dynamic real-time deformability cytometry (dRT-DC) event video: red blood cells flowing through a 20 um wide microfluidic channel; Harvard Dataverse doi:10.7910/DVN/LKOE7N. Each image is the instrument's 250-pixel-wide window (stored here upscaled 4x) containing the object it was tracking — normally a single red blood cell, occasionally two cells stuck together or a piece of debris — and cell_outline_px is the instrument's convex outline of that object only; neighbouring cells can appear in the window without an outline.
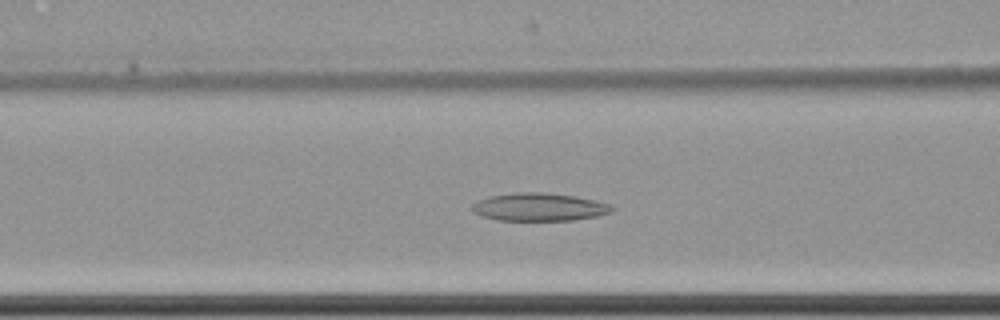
{"species": "common noctule bat (a hibernating species)", "species_latin": "Nyctalus noctula", "temperature_condition": "cold", "stored_images_in_passage": 63, "camera_frame_rate_fps": 3000, "um_per_image_px": 0.085, "animal": {"sex": "female", "body_mass_g": 22.7, "forearm_length_mm": 54.2}, "frame": {"image": 1, "passage_image": 28, "time_ms": 9.0, "image_size_px": [1000, 320], "cell_outline_px": [[616, 208], [612, 212], [596, 216], [572, 220], [496, 220], [480, 216], [472, 212], [472, 204], [488, 196], [520, 192], [544, 192], [576, 196], [612, 204]], "centroid_in_image_um": [45.84, 17.59], "position_along_channel_um": 120.8, "area_um2": 22.89}}
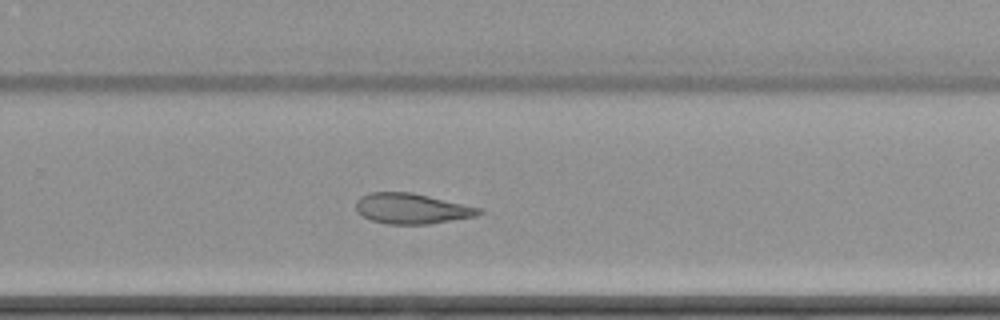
{"frame": {"image": 2, "passage_image": 43, "time_ms": 14.0, "image_size_px": [1000, 320], "cell_outline_px": [[484, 212], [476, 216], [428, 224], [388, 224], [372, 220], [356, 212], [356, 200], [360, 196], [372, 192], [412, 192], [484, 208]], "centroid_in_image_um": [35.03, 17.72], "position_along_channel_um": 294.8, "area_um2": 21.96}}
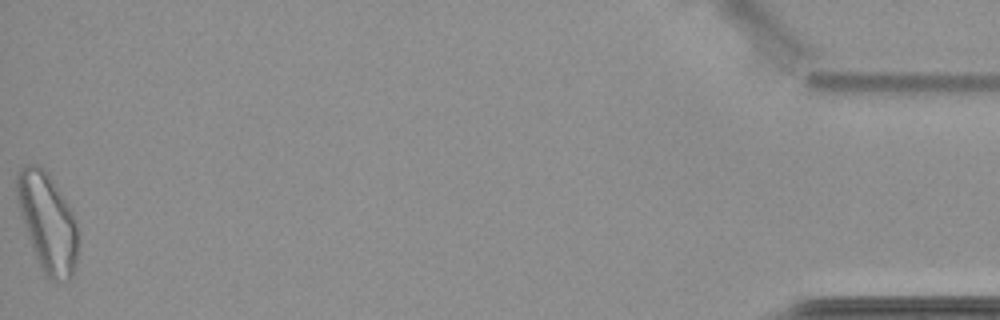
{"frame": {"image": 3, "passage_image": 63, "time_ms": 20.667, "image_size_px": [1000, 320], "cell_outline_px": [[76, 264], [72, 276], [68, 280], [56, 284], [48, 280], [44, 276], [40, 268], [16, 196], [16, 172], [24, 164], [36, 164], [44, 168], [48, 172], [68, 204], [76, 220]], "centroid_in_image_um": [4.04, 18.9], "position_along_channel_um": 431.2, "area_um2": 34.85}, "authors_computed_cell_mechanics": {"area_um2": 27.3394, "velocity_mm_per_s": 3.4851, "shape_relaxation_time_tau1_ms": null, "shape_relaxation_time_tau2_ms": 8.16, "deformation_change_tau1": null, "deformation_change_tau2": 0.1564}}